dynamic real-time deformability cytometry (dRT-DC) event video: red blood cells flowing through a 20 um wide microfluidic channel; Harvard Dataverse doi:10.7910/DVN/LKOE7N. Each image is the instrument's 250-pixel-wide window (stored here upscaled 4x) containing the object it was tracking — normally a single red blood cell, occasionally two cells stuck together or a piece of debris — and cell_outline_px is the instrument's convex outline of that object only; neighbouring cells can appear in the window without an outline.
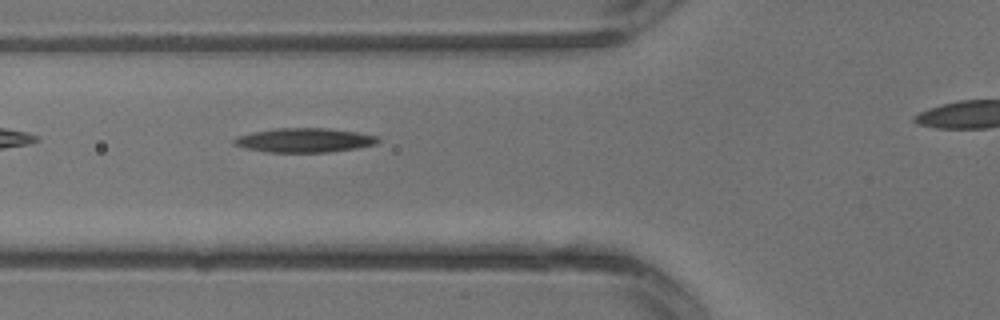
{"species": "common noctule bat (a hibernating species)", "species_latin": "Nyctalus noctula", "temperature_condition": "warm", "stored_images_in_passage": 4, "segment_of_instrument_passage": [1, 2], "camera_frame_rate_fps": 3000, "um_per_image_px": 0.085, "animal": {"sex": "male", "body_mass_g": 13.3}, "frame": {"image": 1, "passage_image": 3, "time_ms": 0.667, "image_size_px": [1000, 320], "cell_outline_px": [[380, 140], [376, 144], [360, 148], [332, 152], [264, 152], [232, 144], [232, 140], [236, 136], [252, 132], [276, 128], [328, 128], [356, 132], [376, 136]], "centroid_in_image_um": [25.87, 11.92], "position_along_channel_um": 99.9, "area_um2": 20.46}}